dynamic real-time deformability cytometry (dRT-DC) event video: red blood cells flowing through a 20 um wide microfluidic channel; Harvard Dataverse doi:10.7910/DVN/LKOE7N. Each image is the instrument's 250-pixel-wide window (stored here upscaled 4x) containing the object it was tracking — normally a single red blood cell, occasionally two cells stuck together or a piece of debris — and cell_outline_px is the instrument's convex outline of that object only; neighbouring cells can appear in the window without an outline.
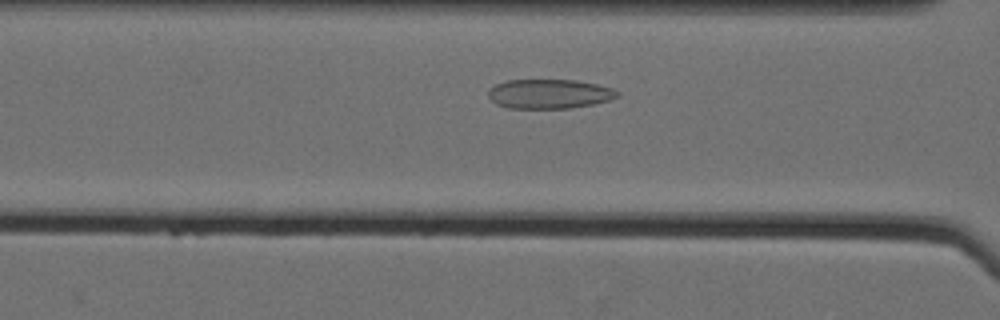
{"species": "Egyptian fruit bat (a non-hibernating species)", "species_latin": "Rousettus aegyptiacus", "temperature_condition": "cold", "stored_images_in_passage": 39, "camera_frame_rate_fps": 3000, "um_per_image_px": 0.085, "animal": {"sex": "female"}, "frame": {"image": 1, "passage_image": 13, "time_ms": 4.0, "image_size_px": [1000, 320], "cell_outline_px": [[620, 96], [612, 100], [572, 108], [508, 108], [496, 104], [488, 96], [488, 88], [496, 84], [508, 80], [576, 80], [596, 84], [612, 88], [620, 92]], "centroid_in_image_um": [46.71, 7.98], "position_along_channel_um": 119.9, "area_um2": 22.25}}
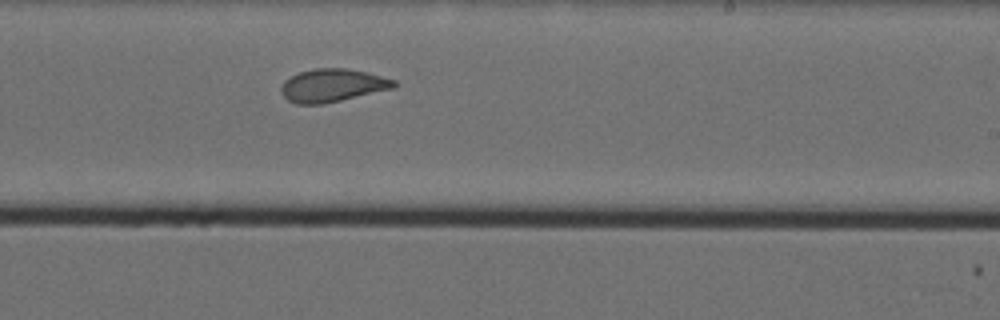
{"frame": {"image": 2, "passage_image": 25, "time_ms": 8.0, "image_size_px": [1000, 320], "cell_outline_px": [[396, 88], [324, 104], [296, 104], [288, 100], [280, 92], [280, 88], [284, 80], [296, 72], [316, 68], [348, 68], [396, 80]], "centroid_in_image_um": [28.23, 7.26], "position_along_channel_um": 260.8, "area_um2": 21.91}}
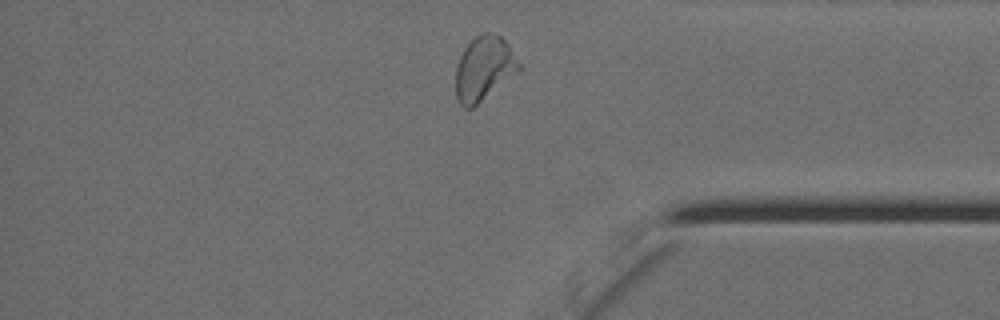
{"frame": {"image": 3, "passage_image": 37, "time_ms": 12.0, "image_size_px": [1000, 320], "cell_outline_px": [[520, 68], [472, 108], [464, 108], [456, 100], [456, 68], [460, 56], [464, 48], [480, 32], [488, 32], [500, 36], [508, 44], [520, 64]], "centroid_in_image_um": [41.09, 5.8], "position_along_channel_um": 394.1, "area_um2": 23.06}, "authors_computed_cell_mechanics": {"area_um2": 22.253, "velocity_mm_per_s": 3.5194, "shape_relaxation_time_tau1_ms": null, "shape_relaxation_time_tau2_ms": 1.3275, "deformation_change_tau1": null, "deformation_change_tau2": 0.0741}}